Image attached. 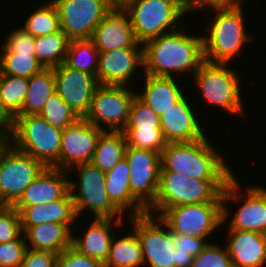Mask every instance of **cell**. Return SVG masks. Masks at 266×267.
Returning <instances> with one entry per match:
<instances>
[{
	"instance_id": "6da1fadb",
	"label": "cell",
	"mask_w": 266,
	"mask_h": 267,
	"mask_svg": "<svg viewBox=\"0 0 266 267\" xmlns=\"http://www.w3.org/2000/svg\"><path fill=\"white\" fill-rule=\"evenodd\" d=\"M181 27L173 32L151 39L143 44L144 70L153 77H180L193 75L204 61L203 36L187 33ZM180 74V75H177Z\"/></svg>"
},
{
	"instance_id": "7a4b0ae2",
	"label": "cell",
	"mask_w": 266,
	"mask_h": 267,
	"mask_svg": "<svg viewBox=\"0 0 266 267\" xmlns=\"http://www.w3.org/2000/svg\"><path fill=\"white\" fill-rule=\"evenodd\" d=\"M208 136L197 141L168 142L161 153V170L202 181H230L236 174Z\"/></svg>"
},
{
	"instance_id": "3957f363",
	"label": "cell",
	"mask_w": 266,
	"mask_h": 267,
	"mask_svg": "<svg viewBox=\"0 0 266 267\" xmlns=\"http://www.w3.org/2000/svg\"><path fill=\"white\" fill-rule=\"evenodd\" d=\"M245 5L237 7H214L202 11L213 13L206 26L203 36L204 60L212 63L233 62L242 54L243 47L253 43V35L247 32L245 21ZM210 11V12H209Z\"/></svg>"
},
{
	"instance_id": "277c9868",
	"label": "cell",
	"mask_w": 266,
	"mask_h": 267,
	"mask_svg": "<svg viewBox=\"0 0 266 267\" xmlns=\"http://www.w3.org/2000/svg\"><path fill=\"white\" fill-rule=\"evenodd\" d=\"M229 65L204 60L190 81L198 90L204 107L213 106L244 119L247 113L243 106L241 74Z\"/></svg>"
},
{
	"instance_id": "5b68a950",
	"label": "cell",
	"mask_w": 266,
	"mask_h": 267,
	"mask_svg": "<svg viewBox=\"0 0 266 267\" xmlns=\"http://www.w3.org/2000/svg\"><path fill=\"white\" fill-rule=\"evenodd\" d=\"M229 181H202L177 172L161 170L158 193L147 213L160 216L167 208L182 204L222 202Z\"/></svg>"
},
{
	"instance_id": "8992f818",
	"label": "cell",
	"mask_w": 266,
	"mask_h": 267,
	"mask_svg": "<svg viewBox=\"0 0 266 267\" xmlns=\"http://www.w3.org/2000/svg\"><path fill=\"white\" fill-rule=\"evenodd\" d=\"M241 185L235 175L222 192V226L266 234V185L252 184L244 189ZM231 203L239 206L237 210L235 208L236 212H231ZM225 223L227 226H224Z\"/></svg>"
},
{
	"instance_id": "52a82bcc",
	"label": "cell",
	"mask_w": 266,
	"mask_h": 267,
	"mask_svg": "<svg viewBox=\"0 0 266 267\" xmlns=\"http://www.w3.org/2000/svg\"><path fill=\"white\" fill-rule=\"evenodd\" d=\"M62 131L40 115H18L14 118L9 143L45 167L59 169Z\"/></svg>"
},
{
	"instance_id": "ba28073f",
	"label": "cell",
	"mask_w": 266,
	"mask_h": 267,
	"mask_svg": "<svg viewBox=\"0 0 266 267\" xmlns=\"http://www.w3.org/2000/svg\"><path fill=\"white\" fill-rule=\"evenodd\" d=\"M68 174L70 194L79 221L82 213L88 216L87 210L92 213V218L127 219L111 203L106 191V174L98 167L92 163L80 164L70 169Z\"/></svg>"
},
{
	"instance_id": "9c48e42d",
	"label": "cell",
	"mask_w": 266,
	"mask_h": 267,
	"mask_svg": "<svg viewBox=\"0 0 266 267\" xmlns=\"http://www.w3.org/2000/svg\"><path fill=\"white\" fill-rule=\"evenodd\" d=\"M121 6L141 44L179 29L186 23L185 15L190 17L173 0H125Z\"/></svg>"
},
{
	"instance_id": "30bf717a",
	"label": "cell",
	"mask_w": 266,
	"mask_h": 267,
	"mask_svg": "<svg viewBox=\"0 0 266 267\" xmlns=\"http://www.w3.org/2000/svg\"><path fill=\"white\" fill-rule=\"evenodd\" d=\"M141 243L144 267H175L177 251L168 225L153 214L144 213L127 218Z\"/></svg>"
},
{
	"instance_id": "8fae6325",
	"label": "cell",
	"mask_w": 266,
	"mask_h": 267,
	"mask_svg": "<svg viewBox=\"0 0 266 267\" xmlns=\"http://www.w3.org/2000/svg\"><path fill=\"white\" fill-rule=\"evenodd\" d=\"M222 202L182 204L167 208L159 217L168 225L172 234L205 238L208 242L212 234L223 223ZM218 228V229H217Z\"/></svg>"
},
{
	"instance_id": "7c38bea8",
	"label": "cell",
	"mask_w": 266,
	"mask_h": 267,
	"mask_svg": "<svg viewBox=\"0 0 266 267\" xmlns=\"http://www.w3.org/2000/svg\"><path fill=\"white\" fill-rule=\"evenodd\" d=\"M135 96L136 89L133 87L100 84L85 119L103 131H122Z\"/></svg>"
},
{
	"instance_id": "4fadbf2b",
	"label": "cell",
	"mask_w": 266,
	"mask_h": 267,
	"mask_svg": "<svg viewBox=\"0 0 266 267\" xmlns=\"http://www.w3.org/2000/svg\"><path fill=\"white\" fill-rule=\"evenodd\" d=\"M45 166L10 143L0 152V204L13 206Z\"/></svg>"
},
{
	"instance_id": "5bb4252c",
	"label": "cell",
	"mask_w": 266,
	"mask_h": 267,
	"mask_svg": "<svg viewBox=\"0 0 266 267\" xmlns=\"http://www.w3.org/2000/svg\"><path fill=\"white\" fill-rule=\"evenodd\" d=\"M61 31L71 40L89 39L96 26L116 5L112 0H52Z\"/></svg>"
},
{
	"instance_id": "9a60e30c",
	"label": "cell",
	"mask_w": 266,
	"mask_h": 267,
	"mask_svg": "<svg viewBox=\"0 0 266 267\" xmlns=\"http://www.w3.org/2000/svg\"><path fill=\"white\" fill-rule=\"evenodd\" d=\"M125 158L130 167L131 195L147 210L158 193L161 154L126 146Z\"/></svg>"
},
{
	"instance_id": "2e32d148",
	"label": "cell",
	"mask_w": 266,
	"mask_h": 267,
	"mask_svg": "<svg viewBox=\"0 0 266 267\" xmlns=\"http://www.w3.org/2000/svg\"><path fill=\"white\" fill-rule=\"evenodd\" d=\"M139 70H144L143 44L139 42L133 47L99 52L96 77L101 85L135 87L131 83L137 80L135 76L140 74Z\"/></svg>"
},
{
	"instance_id": "e0dca14e",
	"label": "cell",
	"mask_w": 266,
	"mask_h": 267,
	"mask_svg": "<svg viewBox=\"0 0 266 267\" xmlns=\"http://www.w3.org/2000/svg\"><path fill=\"white\" fill-rule=\"evenodd\" d=\"M102 129L85 118H79L62 131L59 169L91 163Z\"/></svg>"
},
{
	"instance_id": "ac0fdd59",
	"label": "cell",
	"mask_w": 266,
	"mask_h": 267,
	"mask_svg": "<svg viewBox=\"0 0 266 267\" xmlns=\"http://www.w3.org/2000/svg\"><path fill=\"white\" fill-rule=\"evenodd\" d=\"M53 69L55 91L80 118H85L95 90L100 85L97 77L72 69L65 63Z\"/></svg>"
},
{
	"instance_id": "d6986e66",
	"label": "cell",
	"mask_w": 266,
	"mask_h": 267,
	"mask_svg": "<svg viewBox=\"0 0 266 267\" xmlns=\"http://www.w3.org/2000/svg\"><path fill=\"white\" fill-rule=\"evenodd\" d=\"M185 94L174 106L160 116V125L168 142H190L205 138L207 133L197 108ZM202 122V123H201Z\"/></svg>"
},
{
	"instance_id": "ffe728a7",
	"label": "cell",
	"mask_w": 266,
	"mask_h": 267,
	"mask_svg": "<svg viewBox=\"0 0 266 267\" xmlns=\"http://www.w3.org/2000/svg\"><path fill=\"white\" fill-rule=\"evenodd\" d=\"M88 221L86 220V223H89L86 224L87 230L78 231L80 235L72 230L71 246L81 254L105 263L109 257L110 243L117 228L118 230L124 229L126 227L124 223L127 220L88 218Z\"/></svg>"
},
{
	"instance_id": "44dd1931",
	"label": "cell",
	"mask_w": 266,
	"mask_h": 267,
	"mask_svg": "<svg viewBox=\"0 0 266 267\" xmlns=\"http://www.w3.org/2000/svg\"><path fill=\"white\" fill-rule=\"evenodd\" d=\"M91 39L99 52L133 47L138 43L129 15L121 5H115L96 26Z\"/></svg>"
},
{
	"instance_id": "7402d4cb",
	"label": "cell",
	"mask_w": 266,
	"mask_h": 267,
	"mask_svg": "<svg viewBox=\"0 0 266 267\" xmlns=\"http://www.w3.org/2000/svg\"><path fill=\"white\" fill-rule=\"evenodd\" d=\"M70 192L68 171L45 167L24 190L13 207L47 204L64 198Z\"/></svg>"
},
{
	"instance_id": "603a6c76",
	"label": "cell",
	"mask_w": 266,
	"mask_h": 267,
	"mask_svg": "<svg viewBox=\"0 0 266 267\" xmlns=\"http://www.w3.org/2000/svg\"><path fill=\"white\" fill-rule=\"evenodd\" d=\"M225 232L224 243L234 267H265L266 234L236 229Z\"/></svg>"
},
{
	"instance_id": "cb8c5ba5",
	"label": "cell",
	"mask_w": 266,
	"mask_h": 267,
	"mask_svg": "<svg viewBox=\"0 0 266 267\" xmlns=\"http://www.w3.org/2000/svg\"><path fill=\"white\" fill-rule=\"evenodd\" d=\"M14 208L19 212L22 232L28 227L49 222L65 224L71 231L77 227L78 217L70 192L64 198L47 204Z\"/></svg>"
},
{
	"instance_id": "d4e9b609",
	"label": "cell",
	"mask_w": 266,
	"mask_h": 267,
	"mask_svg": "<svg viewBox=\"0 0 266 267\" xmlns=\"http://www.w3.org/2000/svg\"><path fill=\"white\" fill-rule=\"evenodd\" d=\"M140 77H142L143 87L142 90L137 89L136 96L159 116L172 108L186 94L180 84V78L178 80L145 74Z\"/></svg>"
},
{
	"instance_id": "484cf974",
	"label": "cell",
	"mask_w": 266,
	"mask_h": 267,
	"mask_svg": "<svg viewBox=\"0 0 266 267\" xmlns=\"http://www.w3.org/2000/svg\"><path fill=\"white\" fill-rule=\"evenodd\" d=\"M105 174L107 195L111 203L124 216H127L126 218L147 212V210L131 195L129 186L130 167L125 157L112 170Z\"/></svg>"
},
{
	"instance_id": "4316f807",
	"label": "cell",
	"mask_w": 266,
	"mask_h": 267,
	"mask_svg": "<svg viewBox=\"0 0 266 267\" xmlns=\"http://www.w3.org/2000/svg\"><path fill=\"white\" fill-rule=\"evenodd\" d=\"M27 248L60 254L71 246L72 231L62 223H42L24 232Z\"/></svg>"
},
{
	"instance_id": "83f0119b",
	"label": "cell",
	"mask_w": 266,
	"mask_h": 267,
	"mask_svg": "<svg viewBox=\"0 0 266 267\" xmlns=\"http://www.w3.org/2000/svg\"><path fill=\"white\" fill-rule=\"evenodd\" d=\"M131 231L123 233V236L116 231L104 267H144L141 243L136 232L133 229Z\"/></svg>"
},
{
	"instance_id": "f1b7e54d",
	"label": "cell",
	"mask_w": 266,
	"mask_h": 267,
	"mask_svg": "<svg viewBox=\"0 0 266 267\" xmlns=\"http://www.w3.org/2000/svg\"><path fill=\"white\" fill-rule=\"evenodd\" d=\"M126 146V138L122 131H103L91 163L106 173L125 157Z\"/></svg>"
},
{
	"instance_id": "f546056e",
	"label": "cell",
	"mask_w": 266,
	"mask_h": 267,
	"mask_svg": "<svg viewBox=\"0 0 266 267\" xmlns=\"http://www.w3.org/2000/svg\"><path fill=\"white\" fill-rule=\"evenodd\" d=\"M55 92L53 68H44L29 78L26 99L22 105L21 115H39L44 104Z\"/></svg>"
},
{
	"instance_id": "4dcf8cb0",
	"label": "cell",
	"mask_w": 266,
	"mask_h": 267,
	"mask_svg": "<svg viewBox=\"0 0 266 267\" xmlns=\"http://www.w3.org/2000/svg\"><path fill=\"white\" fill-rule=\"evenodd\" d=\"M70 40L60 30L35 37V56L44 68H54L65 62Z\"/></svg>"
},
{
	"instance_id": "1f68e13d",
	"label": "cell",
	"mask_w": 266,
	"mask_h": 267,
	"mask_svg": "<svg viewBox=\"0 0 266 267\" xmlns=\"http://www.w3.org/2000/svg\"><path fill=\"white\" fill-rule=\"evenodd\" d=\"M34 11L29 12L21 26L34 37L53 34L61 30L60 18L56 6L52 0L41 3Z\"/></svg>"
},
{
	"instance_id": "d6a6232c",
	"label": "cell",
	"mask_w": 266,
	"mask_h": 267,
	"mask_svg": "<svg viewBox=\"0 0 266 267\" xmlns=\"http://www.w3.org/2000/svg\"><path fill=\"white\" fill-rule=\"evenodd\" d=\"M99 62V51L91 38L71 40L65 64L76 70L92 74L96 77Z\"/></svg>"
},
{
	"instance_id": "836d02e7",
	"label": "cell",
	"mask_w": 266,
	"mask_h": 267,
	"mask_svg": "<svg viewBox=\"0 0 266 267\" xmlns=\"http://www.w3.org/2000/svg\"><path fill=\"white\" fill-rule=\"evenodd\" d=\"M29 79L0 74V97L3 107L15 118L21 115L22 105L27 96Z\"/></svg>"
},
{
	"instance_id": "e575fe53",
	"label": "cell",
	"mask_w": 266,
	"mask_h": 267,
	"mask_svg": "<svg viewBox=\"0 0 266 267\" xmlns=\"http://www.w3.org/2000/svg\"><path fill=\"white\" fill-rule=\"evenodd\" d=\"M44 69L35 53L0 52V74L30 78Z\"/></svg>"
},
{
	"instance_id": "d590c367",
	"label": "cell",
	"mask_w": 266,
	"mask_h": 267,
	"mask_svg": "<svg viewBox=\"0 0 266 267\" xmlns=\"http://www.w3.org/2000/svg\"><path fill=\"white\" fill-rule=\"evenodd\" d=\"M50 125L64 130L67 126L75 123L80 117L63 101L55 91L47 99L39 114Z\"/></svg>"
},
{
	"instance_id": "8d00e7d4",
	"label": "cell",
	"mask_w": 266,
	"mask_h": 267,
	"mask_svg": "<svg viewBox=\"0 0 266 267\" xmlns=\"http://www.w3.org/2000/svg\"><path fill=\"white\" fill-rule=\"evenodd\" d=\"M123 130H161L160 116L135 96Z\"/></svg>"
},
{
	"instance_id": "74e56055",
	"label": "cell",
	"mask_w": 266,
	"mask_h": 267,
	"mask_svg": "<svg viewBox=\"0 0 266 267\" xmlns=\"http://www.w3.org/2000/svg\"><path fill=\"white\" fill-rule=\"evenodd\" d=\"M128 147L149 149L157 153L167 145L162 130H122Z\"/></svg>"
},
{
	"instance_id": "f35d334b",
	"label": "cell",
	"mask_w": 266,
	"mask_h": 267,
	"mask_svg": "<svg viewBox=\"0 0 266 267\" xmlns=\"http://www.w3.org/2000/svg\"><path fill=\"white\" fill-rule=\"evenodd\" d=\"M217 242L208 245L196 257H193L191 267H234L228 250Z\"/></svg>"
},
{
	"instance_id": "ab89813d",
	"label": "cell",
	"mask_w": 266,
	"mask_h": 267,
	"mask_svg": "<svg viewBox=\"0 0 266 267\" xmlns=\"http://www.w3.org/2000/svg\"><path fill=\"white\" fill-rule=\"evenodd\" d=\"M26 251L23 232L12 241L0 243V267H21Z\"/></svg>"
},
{
	"instance_id": "60d3db41",
	"label": "cell",
	"mask_w": 266,
	"mask_h": 267,
	"mask_svg": "<svg viewBox=\"0 0 266 267\" xmlns=\"http://www.w3.org/2000/svg\"><path fill=\"white\" fill-rule=\"evenodd\" d=\"M9 32L4 43H1L0 52L35 53L34 36L22 29L20 25Z\"/></svg>"
},
{
	"instance_id": "b9f144b4",
	"label": "cell",
	"mask_w": 266,
	"mask_h": 267,
	"mask_svg": "<svg viewBox=\"0 0 266 267\" xmlns=\"http://www.w3.org/2000/svg\"><path fill=\"white\" fill-rule=\"evenodd\" d=\"M21 231L20 215L13 206L0 207V243L16 239Z\"/></svg>"
},
{
	"instance_id": "7bdbcfd3",
	"label": "cell",
	"mask_w": 266,
	"mask_h": 267,
	"mask_svg": "<svg viewBox=\"0 0 266 267\" xmlns=\"http://www.w3.org/2000/svg\"><path fill=\"white\" fill-rule=\"evenodd\" d=\"M57 267H104V263L81 254L70 246L58 255Z\"/></svg>"
},
{
	"instance_id": "ee69618b",
	"label": "cell",
	"mask_w": 266,
	"mask_h": 267,
	"mask_svg": "<svg viewBox=\"0 0 266 267\" xmlns=\"http://www.w3.org/2000/svg\"><path fill=\"white\" fill-rule=\"evenodd\" d=\"M57 253L27 248L21 267H57Z\"/></svg>"
},
{
	"instance_id": "f6af8a7d",
	"label": "cell",
	"mask_w": 266,
	"mask_h": 267,
	"mask_svg": "<svg viewBox=\"0 0 266 267\" xmlns=\"http://www.w3.org/2000/svg\"><path fill=\"white\" fill-rule=\"evenodd\" d=\"M175 250L178 253L190 254L196 257L208 245L205 238H196L188 235L173 234Z\"/></svg>"
},
{
	"instance_id": "bcb514c9",
	"label": "cell",
	"mask_w": 266,
	"mask_h": 267,
	"mask_svg": "<svg viewBox=\"0 0 266 267\" xmlns=\"http://www.w3.org/2000/svg\"><path fill=\"white\" fill-rule=\"evenodd\" d=\"M247 3V0H197V13L214 7H237Z\"/></svg>"
},
{
	"instance_id": "7dc6e473",
	"label": "cell",
	"mask_w": 266,
	"mask_h": 267,
	"mask_svg": "<svg viewBox=\"0 0 266 267\" xmlns=\"http://www.w3.org/2000/svg\"><path fill=\"white\" fill-rule=\"evenodd\" d=\"M14 126V118L3 107L0 97V130L10 137Z\"/></svg>"
},
{
	"instance_id": "c3c4849f",
	"label": "cell",
	"mask_w": 266,
	"mask_h": 267,
	"mask_svg": "<svg viewBox=\"0 0 266 267\" xmlns=\"http://www.w3.org/2000/svg\"><path fill=\"white\" fill-rule=\"evenodd\" d=\"M178 6H180L188 16L192 17L194 13H197V0H173ZM190 14V15H189Z\"/></svg>"
},
{
	"instance_id": "681fc988",
	"label": "cell",
	"mask_w": 266,
	"mask_h": 267,
	"mask_svg": "<svg viewBox=\"0 0 266 267\" xmlns=\"http://www.w3.org/2000/svg\"><path fill=\"white\" fill-rule=\"evenodd\" d=\"M192 261V255L178 253L177 251V262H175V267H191Z\"/></svg>"
},
{
	"instance_id": "f907efd6",
	"label": "cell",
	"mask_w": 266,
	"mask_h": 267,
	"mask_svg": "<svg viewBox=\"0 0 266 267\" xmlns=\"http://www.w3.org/2000/svg\"><path fill=\"white\" fill-rule=\"evenodd\" d=\"M9 144V137L0 130V152Z\"/></svg>"
},
{
	"instance_id": "816d5d0a",
	"label": "cell",
	"mask_w": 266,
	"mask_h": 267,
	"mask_svg": "<svg viewBox=\"0 0 266 267\" xmlns=\"http://www.w3.org/2000/svg\"><path fill=\"white\" fill-rule=\"evenodd\" d=\"M116 5H121L125 0H112Z\"/></svg>"
}]
</instances>
